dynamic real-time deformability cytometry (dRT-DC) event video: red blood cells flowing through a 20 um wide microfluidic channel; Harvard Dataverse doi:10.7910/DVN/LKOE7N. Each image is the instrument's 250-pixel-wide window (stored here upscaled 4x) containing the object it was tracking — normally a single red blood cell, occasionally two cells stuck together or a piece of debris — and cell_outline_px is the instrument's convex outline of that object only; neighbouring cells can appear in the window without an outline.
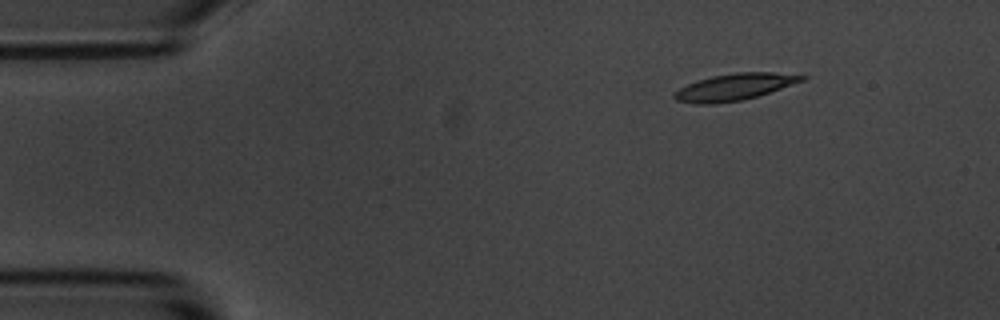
{"species": "common noctule bat (a hibernating species)", "species_latin": "Nyctalus noctula", "temperature_condition": "room temperature", "stored_images_in_passage": 3, "camera_frame_rate_fps": 3000, "um_per_image_px": 0.085, "animal": {"sex": "male", "body_mass_g": 20.1, "forearm_length_mm": 53.5}, "frame": {"image": 1, "passage_image": 1, "time_ms": 0.0, "image_size_px": [1000, 320], "cell_outline_px": [[808, 76], [804, 80], [756, 96], [740, 100], [716, 104], [696, 104], [676, 100], [672, 96], [672, 92], [688, 84], [712, 76], [736, 72], [772, 72]], "centroid_in_image_um": [62.37, 7.39], "position_along_channel_um": 22.6, "area_um2": 19.54}}